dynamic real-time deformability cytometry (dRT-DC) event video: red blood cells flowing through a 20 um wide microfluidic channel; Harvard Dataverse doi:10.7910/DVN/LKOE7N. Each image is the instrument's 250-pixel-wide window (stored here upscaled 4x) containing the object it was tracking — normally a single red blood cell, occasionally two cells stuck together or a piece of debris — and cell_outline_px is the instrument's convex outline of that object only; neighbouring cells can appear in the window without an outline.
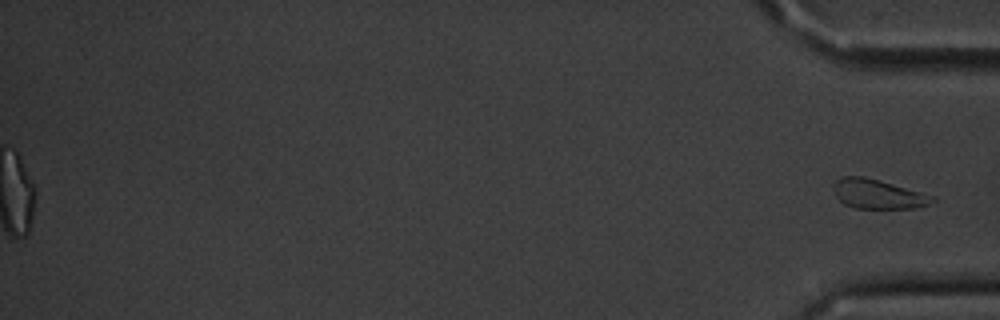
{"species": "common noctule bat (a hibernating species)", "species_latin": "Nyctalus noctula", "temperature_condition": "cold", "stored_images_in_passage": 42, "segment_of_instrument_passage": [2, 2], "camera_frame_rate_fps": 3000, "um_per_image_px": 0.085, "animal": {"sex": "male", "body_mass_g": 20.1, "forearm_length_mm": 53.5}, "frame": {"image": 1, "passage_image": 42, "time_ms": 13.667, "image_size_px": [1000, 320], "cell_outline_px": [[936, 200], [928, 204], [916, 208], [856, 208], [844, 204], [836, 196], [832, 188], [836, 180], [840, 176], [864, 176], [936, 196]], "centroid_in_image_um": [74.61, 16.49], "position_along_channel_um": 360.6, "area_um2": 16.94}}